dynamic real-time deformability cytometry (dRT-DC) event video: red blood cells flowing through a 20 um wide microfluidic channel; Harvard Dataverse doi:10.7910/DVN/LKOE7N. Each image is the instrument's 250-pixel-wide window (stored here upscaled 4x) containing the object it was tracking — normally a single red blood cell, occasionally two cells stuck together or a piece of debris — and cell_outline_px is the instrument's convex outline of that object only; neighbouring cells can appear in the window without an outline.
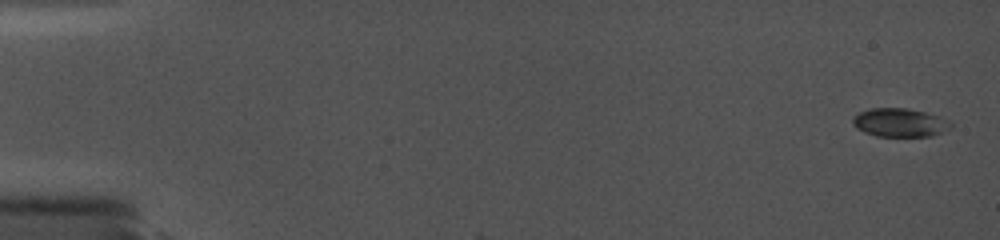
{"species": "common noctule bat (a hibernating species)", "species_latin": "Nyctalus noctula", "temperature_condition": "cold", "stored_images_in_passage": 2, "camera_frame_rate_fps": 5000, "um_per_image_px": 0.085, "animal": {"sex": "female", "body_mass_g": 19.0, "forearm_length_mm": 56.7}, "frame": {"image": 1, "passage_image": 1, "time_ms": 0.0, "image_size_px": [1000, 240], "cell_outline_px": [[952, 128], [932, 136], [876, 136], [864, 132], [856, 128], [852, 124], [852, 120], [860, 112], [872, 108], [908, 108], [940, 116], [952, 124]], "centroid_in_image_um": [76.49, 10.42], "position_along_channel_um": 8.5, "area_um2": 16.24}}